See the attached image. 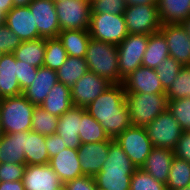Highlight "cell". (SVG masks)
Masks as SVG:
<instances>
[{
	"label": "cell",
	"instance_id": "6da1fadb",
	"mask_svg": "<svg viewBox=\"0 0 190 190\" xmlns=\"http://www.w3.org/2000/svg\"><path fill=\"white\" fill-rule=\"evenodd\" d=\"M108 134L115 140L125 129L131 127L129 109L123 84H112L85 107Z\"/></svg>",
	"mask_w": 190,
	"mask_h": 190
},
{
	"label": "cell",
	"instance_id": "7a4b0ae2",
	"mask_svg": "<svg viewBox=\"0 0 190 190\" xmlns=\"http://www.w3.org/2000/svg\"><path fill=\"white\" fill-rule=\"evenodd\" d=\"M84 58L89 71L106 78L112 84H120L117 45L90 38Z\"/></svg>",
	"mask_w": 190,
	"mask_h": 190
},
{
	"label": "cell",
	"instance_id": "3957f363",
	"mask_svg": "<svg viewBox=\"0 0 190 190\" xmlns=\"http://www.w3.org/2000/svg\"><path fill=\"white\" fill-rule=\"evenodd\" d=\"M125 93L132 127L145 128L168 108L166 93Z\"/></svg>",
	"mask_w": 190,
	"mask_h": 190
},
{
	"label": "cell",
	"instance_id": "277c9868",
	"mask_svg": "<svg viewBox=\"0 0 190 190\" xmlns=\"http://www.w3.org/2000/svg\"><path fill=\"white\" fill-rule=\"evenodd\" d=\"M22 94L0 99V124L2 133L30 131L35 109Z\"/></svg>",
	"mask_w": 190,
	"mask_h": 190
},
{
	"label": "cell",
	"instance_id": "5b68a950",
	"mask_svg": "<svg viewBox=\"0 0 190 190\" xmlns=\"http://www.w3.org/2000/svg\"><path fill=\"white\" fill-rule=\"evenodd\" d=\"M88 31L92 39L117 46L128 36L123 14L91 13Z\"/></svg>",
	"mask_w": 190,
	"mask_h": 190
},
{
	"label": "cell",
	"instance_id": "8992f818",
	"mask_svg": "<svg viewBox=\"0 0 190 190\" xmlns=\"http://www.w3.org/2000/svg\"><path fill=\"white\" fill-rule=\"evenodd\" d=\"M153 147L174 150L184 134L179 122L167 109L145 127Z\"/></svg>",
	"mask_w": 190,
	"mask_h": 190
},
{
	"label": "cell",
	"instance_id": "52a82bcc",
	"mask_svg": "<svg viewBox=\"0 0 190 190\" xmlns=\"http://www.w3.org/2000/svg\"><path fill=\"white\" fill-rule=\"evenodd\" d=\"M123 17L128 34L150 35L157 33L162 26L157 5L127 6Z\"/></svg>",
	"mask_w": 190,
	"mask_h": 190
},
{
	"label": "cell",
	"instance_id": "ba28073f",
	"mask_svg": "<svg viewBox=\"0 0 190 190\" xmlns=\"http://www.w3.org/2000/svg\"><path fill=\"white\" fill-rule=\"evenodd\" d=\"M149 35L128 34L118 45V65L120 83L130 73L142 65L143 56L147 48Z\"/></svg>",
	"mask_w": 190,
	"mask_h": 190
},
{
	"label": "cell",
	"instance_id": "9c48e42d",
	"mask_svg": "<svg viewBox=\"0 0 190 190\" xmlns=\"http://www.w3.org/2000/svg\"><path fill=\"white\" fill-rule=\"evenodd\" d=\"M61 30H88L91 2L87 0H63L55 2Z\"/></svg>",
	"mask_w": 190,
	"mask_h": 190
},
{
	"label": "cell",
	"instance_id": "30bf717a",
	"mask_svg": "<svg viewBox=\"0 0 190 190\" xmlns=\"http://www.w3.org/2000/svg\"><path fill=\"white\" fill-rule=\"evenodd\" d=\"M115 141L137 168L142 167L153 148L146 129L140 127L125 129Z\"/></svg>",
	"mask_w": 190,
	"mask_h": 190
},
{
	"label": "cell",
	"instance_id": "8fae6325",
	"mask_svg": "<svg viewBox=\"0 0 190 190\" xmlns=\"http://www.w3.org/2000/svg\"><path fill=\"white\" fill-rule=\"evenodd\" d=\"M110 85L112 83L106 78L91 71L86 72L71 88L73 106L86 107Z\"/></svg>",
	"mask_w": 190,
	"mask_h": 190
},
{
	"label": "cell",
	"instance_id": "7c38bea8",
	"mask_svg": "<svg viewBox=\"0 0 190 190\" xmlns=\"http://www.w3.org/2000/svg\"><path fill=\"white\" fill-rule=\"evenodd\" d=\"M29 8L41 38H56L61 31L53 0H33Z\"/></svg>",
	"mask_w": 190,
	"mask_h": 190
},
{
	"label": "cell",
	"instance_id": "4fadbf2b",
	"mask_svg": "<svg viewBox=\"0 0 190 190\" xmlns=\"http://www.w3.org/2000/svg\"><path fill=\"white\" fill-rule=\"evenodd\" d=\"M159 32L168 44L169 56L182 66H190V38L179 24H162Z\"/></svg>",
	"mask_w": 190,
	"mask_h": 190
},
{
	"label": "cell",
	"instance_id": "5bb4252c",
	"mask_svg": "<svg viewBox=\"0 0 190 190\" xmlns=\"http://www.w3.org/2000/svg\"><path fill=\"white\" fill-rule=\"evenodd\" d=\"M22 181L25 190H58L63 186L49 164L26 165Z\"/></svg>",
	"mask_w": 190,
	"mask_h": 190
},
{
	"label": "cell",
	"instance_id": "9a60e30c",
	"mask_svg": "<svg viewBox=\"0 0 190 190\" xmlns=\"http://www.w3.org/2000/svg\"><path fill=\"white\" fill-rule=\"evenodd\" d=\"M5 24L21 41L41 38L29 6L13 7L5 16Z\"/></svg>",
	"mask_w": 190,
	"mask_h": 190
},
{
	"label": "cell",
	"instance_id": "2e32d148",
	"mask_svg": "<svg viewBox=\"0 0 190 190\" xmlns=\"http://www.w3.org/2000/svg\"><path fill=\"white\" fill-rule=\"evenodd\" d=\"M125 92L133 93H165L161 81L154 69L140 66L123 79Z\"/></svg>",
	"mask_w": 190,
	"mask_h": 190
},
{
	"label": "cell",
	"instance_id": "e0dca14e",
	"mask_svg": "<svg viewBox=\"0 0 190 190\" xmlns=\"http://www.w3.org/2000/svg\"><path fill=\"white\" fill-rule=\"evenodd\" d=\"M111 141L81 144L78 150L80 168L84 175L94 177L100 172L108 156Z\"/></svg>",
	"mask_w": 190,
	"mask_h": 190
},
{
	"label": "cell",
	"instance_id": "ac0fdd59",
	"mask_svg": "<svg viewBox=\"0 0 190 190\" xmlns=\"http://www.w3.org/2000/svg\"><path fill=\"white\" fill-rule=\"evenodd\" d=\"M48 164L58 174L63 184L84 175L80 168L77 149H63V151L50 158Z\"/></svg>",
	"mask_w": 190,
	"mask_h": 190
},
{
	"label": "cell",
	"instance_id": "d6986e66",
	"mask_svg": "<svg viewBox=\"0 0 190 190\" xmlns=\"http://www.w3.org/2000/svg\"><path fill=\"white\" fill-rule=\"evenodd\" d=\"M85 107L72 106L59 117L57 134L63 138L67 148L78 149L82 144L79 137L81 114Z\"/></svg>",
	"mask_w": 190,
	"mask_h": 190
},
{
	"label": "cell",
	"instance_id": "ffe728a7",
	"mask_svg": "<svg viewBox=\"0 0 190 190\" xmlns=\"http://www.w3.org/2000/svg\"><path fill=\"white\" fill-rule=\"evenodd\" d=\"M58 82V76L55 70L41 66L38 68L36 78L23 91L22 95L33 105L40 106L53 86Z\"/></svg>",
	"mask_w": 190,
	"mask_h": 190
},
{
	"label": "cell",
	"instance_id": "44dd1931",
	"mask_svg": "<svg viewBox=\"0 0 190 190\" xmlns=\"http://www.w3.org/2000/svg\"><path fill=\"white\" fill-rule=\"evenodd\" d=\"M174 157V150L153 147L141 169L166 184Z\"/></svg>",
	"mask_w": 190,
	"mask_h": 190
},
{
	"label": "cell",
	"instance_id": "7402d4cb",
	"mask_svg": "<svg viewBox=\"0 0 190 190\" xmlns=\"http://www.w3.org/2000/svg\"><path fill=\"white\" fill-rule=\"evenodd\" d=\"M17 74V63L13 53H5L0 56V99L4 97L18 96L23 92L20 88Z\"/></svg>",
	"mask_w": 190,
	"mask_h": 190
},
{
	"label": "cell",
	"instance_id": "603a6c76",
	"mask_svg": "<svg viewBox=\"0 0 190 190\" xmlns=\"http://www.w3.org/2000/svg\"><path fill=\"white\" fill-rule=\"evenodd\" d=\"M25 131L0 136V163L25 164Z\"/></svg>",
	"mask_w": 190,
	"mask_h": 190
},
{
	"label": "cell",
	"instance_id": "cb8c5ba5",
	"mask_svg": "<svg viewBox=\"0 0 190 190\" xmlns=\"http://www.w3.org/2000/svg\"><path fill=\"white\" fill-rule=\"evenodd\" d=\"M72 106L71 89L60 82L53 86L40 105L46 112L57 117L62 116Z\"/></svg>",
	"mask_w": 190,
	"mask_h": 190
},
{
	"label": "cell",
	"instance_id": "d4e9b609",
	"mask_svg": "<svg viewBox=\"0 0 190 190\" xmlns=\"http://www.w3.org/2000/svg\"><path fill=\"white\" fill-rule=\"evenodd\" d=\"M45 137L33 131H25V164L47 165L49 155L45 145Z\"/></svg>",
	"mask_w": 190,
	"mask_h": 190
},
{
	"label": "cell",
	"instance_id": "484cf974",
	"mask_svg": "<svg viewBox=\"0 0 190 190\" xmlns=\"http://www.w3.org/2000/svg\"><path fill=\"white\" fill-rule=\"evenodd\" d=\"M46 48V39L38 38L30 41H22L13 51L17 60L24 61L36 68L43 66Z\"/></svg>",
	"mask_w": 190,
	"mask_h": 190
},
{
	"label": "cell",
	"instance_id": "4316f807",
	"mask_svg": "<svg viewBox=\"0 0 190 190\" xmlns=\"http://www.w3.org/2000/svg\"><path fill=\"white\" fill-rule=\"evenodd\" d=\"M162 24H176L190 16V0H158Z\"/></svg>",
	"mask_w": 190,
	"mask_h": 190
},
{
	"label": "cell",
	"instance_id": "83f0119b",
	"mask_svg": "<svg viewBox=\"0 0 190 190\" xmlns=\"http://www.w3.org/2000/svg\"><path fill=\"white\" fill-rule=\"evenodd\" d=\"M57 37L68 56L85 57L87 45L91 38L88 30H61Z\"/></svg>",
	"mask_w": 190,
	"mask_h": 190
},
{
	"label": "cell",
	"instance_id": "f1b7e54d",
	"mask_svg": "<svg viewBox=\"0 0 190 190\" xmlns=\"http://www.w3.org/2000/svg\"><path fill=\"white\" fill-rule=\"evenodd\" d=\"M96 186L105 190H130L131 175L126 170L102 167L94 176Z\"/></svg>",
	"mask_w": 190,
	"mask_h": 190
},
{
	"label": "cell",
	"instance_id": "f546056e",
	"mask_svg": "<svg viewBox=\"0 0 190 190\" xmlns=\"http://www.w3.org/2000/svg\"><path fill=\"white\" fill-rule=\"evenodd\" d=\"M167 57H169V49L165 37L159 31L150 34L142 66L154 69Z\"/></svg>",
	"mask_w": 190,
	"mask_h": 190
},
{
	"label": "cell",
	"instance_id": "4dcf8cb0",
	"mask_svg": "<svg viewBox=\"0 0 190 190\" xmlns=\"http://www.w3.org/2000/svg\"><path fill=\"white\" fill-rule=\"evenodd\" d=\"M88 71L85 58L76 56H67L66 61L56 70L58 81L70 89Z\"/></svg>",
	"mask_w": 190,
	"mask_h": 190
},
{
	"label": "cell",
	"instance_id": "1f68e13d",
	"mask_svg": "<svg viewBox=\"0 0 190 190\" xmlns=\"http://www.w3.org/2000/svg\"><path fill=\"white\" fill-rule=\"evenodd\" d=\"M79 137L82 144L113 140L86 109L81 114Z\"/></svg>",
	"mask_w": 190,
	"mask_h": 190
},
{
	"label": "cell",
	"instance_id": "d6a6232c",
	"mask_svg": "<svg viewBox=\"0 0 190 190\" xmlns=\"http://www.w3.org/2000/svg\"><path fill=\"white\" fill-rule=\"evenodd\" d=\"M190 185V163L174 157L166 181L167 190H178Z\"/></svg>",
	"mask_w": 190,
	"mask_h": 190
},
{
	"label": "cell",
	"instance_id": "836d02e7",
	"mask_svg": "<svg viewBox=\"0 0 190 190\" xmlns=\"http://www.w3.org/2000/svg\"><path fill=\"white\" fill-rule=\"evenodd\" d=\"M102 167H106L107 169L126 170L130 175L137 169L115 140H112L109 144L108 156Z\"/></svg>",
	"mask_w": 190,
	"mask_h": 190
},
{
	"label": "cell",
	"instance_id": "e575fe53",
	"mask_svg": "<svg viewBox=\"0 0 190 190\" xmlns=\"http://www.w3.org/2000/svg\"><path fill=\"white\" fill-rule=\"evenodd\" d=\"M59 117L46 112L42 107L36 106L32 115L30 131L44 136L55 134L58 130Z\"/></svg>",
	"mask_w": 190,
	"mask_h": 190
},
{
	"label": "cell",
	"instance_id": "d590c367",
	"mask_svg": "<svg viewBox=\"0 0 190 190\" xmlns=\"http://www.w3.org/2000/svg\"><path fill=\"white\" fill-rule=\"evenodd\" d=\"M67 52L58 37L47 38L43 66L57 70L66 61Z\"/></svg>",
	"mask_w": 190,
	"mask_h": 190
},
{
	"label": "cell",
	"instance_id": "8d00e7d4",
	"mask_svg": "<svg viewBox=\"0 0 190 190\" xmlns=\"http://www.w3.org/2000/svg\"><path fill=\"white\" fill-rule=\"evenodd\" d=\"M165 93L168 100L190 97V66L182 67Z\"/></svg>",
	"mask_w": 190,
	"mask_h": 190
},
{
	"label": "cell",
	"instance_id": "74e56055",
	"mask_svg": "<svg viewBox=\"0 0 190 190\" xmlns=\"http://www.w3.org/2000/svg\"><path fill=\"white\" fill-rule=\"evenodd\" d=\"M130 190H167V186L141 168H137L131 175Z\"/></svg>",
	"mask_w": 190,
	"mask_h": 190
},
{
	"label": "cell",
	"instance_id": "f35d334b",
	"mask_svg": "<svg viewBox=\"0 0 190 190\" xmlns=\"http://www.w3.org/2000/svg\"><path fill=\"white\" fill-rule=\"evenodd\" d=\"M182 65L173 57L165 58L154 70L165 90L169 88L173 80L177 77Z\"/></svg>",
	"mask_w": 190,
	"mask_h": 190
},
{
	"label": "cell",
	"instance_id": "ab89813d",
	"mask_svg": "<svg viewBox=\"0 0 190 190\" xmlns=\"http://www.w3.org/2000/svg\"><path fill=\"white\" fill-rule=\"evenodd\" d=\"M167 109L179 122L184 131L190 129V97L177 100H168Z\"/></svg>",
	"mask_w": 190,
	"mask_h": 190
},
{
	"label": "cell",
	"instance_id": "60d3db41",
	"mask_svg": "<svg viewBox=\"0 0 190 190\" xmlns=\"http://www.w3.org/2000/svg\"><path fill=\"white\" fill-rule=\"evenodd\" d=\"M126 7L125 0H93L91 13L123 14Z\"/></svg>",
	"mask_w": 190,
	"mask_h": 190
},
{
	"label": "cell",
	"instance_id": "b9f144b4",
	"mask_svg": "<svg viewBox=\"0 0 190 190\" xmlns=\"http://www.w3.org/2000/svg\"><path fill=\"white\" fill-rule=\"evenodd\" d=\"M21 42L20 38L5 23L0 26V53H13Z\"/></svg>",
	"mask_w": 190,
	"mask_h": 190
},
{
	"label": "cell",
	"instance_id": "7bdbcfd3",
	"mask_svg": "<svg viewBox=\"0 0 190 190\" xmlns=\"http://www.w3.org/2000/svg\"><path fill=\"white\" fill-rule=\"evenodd\" d=\"M17 63V74L16 77L18 79L20 88L22 92L29 87L34 79L36 78L38 68L16 59Z\"/></svg>",
	"mask_w": 190,
	"mask_h": 190
},
{
	"label": "cell",
	"instance_id": "ee69618b",
	"mask_svg": "<svg viewBox=\"0 0 190 190\" xmlns=\"http://www.w3.org/2000/svg\"><path fill=\"white\" fill-rule=\"evenodd\" d=\"M25 167L24 163H0V181L22 180Z\"/></svg>",
	"mask_w": 190,
	"mask_h": 190
},
{
	"label": "cell",
	"instance_id": "f6af8a7d",
	"mask_svg": "<svg viewBox=\"0 0 190 190\" xmlns=\"http://www.w3.org/2000/svg\"><path fill=\"white\" fill-rule=\"evenodd\" d=\"M65 190H95L96 183L94 177L83 175L63 184Z\"/></svg>",
	"mask_w": 190,
	"mask_h": 190
},
{
	"label": "cell",
	"instance_id": "bcb514c9",
	"mask_svg": "<svg viewBox=\"0 0 190 190\" xmlns=\"http://www.w3.org/2000/svg\"><path fill=\"white\" fill-rule=\"evenodd\" d=\"M175 157L190 163V129L184 131L174 149Z\"/></svg>",
	"mask_w": 190,
	"mask_h": 190
},
{
	"label": "cell",
	"instance_id": "7dc6e473",
	"mask_svg": "<svg viewBox=\"0 0 190 190\" xmlns=\"http://www.w3.org/2000/svg\"><path fill=\"white\" fill-rule=\"evenodd\" d=\"M45 145L47 147L49 158H52L56 154L60 153V151H63V149L67 148L63 141V138L60 137L57 133L46 136Z\"/></svg>",
	"mask_w": 190,
	"mask_h": 190
},
{
	"label": "cell",
	"instance_id": "c3c4849f",
	"mask_svg": "<svg viewBox=\"0 0 190 190\" xmlns=\"http://www.w3.org/2000/svg\"><path fill=\"white\" fill-rule=\"evenodd\" d=\"M0 190H25L22 180L0 181Z\"/></svg>",
	"mask_w": 190,
	"mask_h": 190
},
{
	"label": "cell",
	"instance_id": "681fc988",
	"mask_svg": "<svg viewBox=\"0 0 190 190\" xmlns=\"http://www.w3.org/2000/svg\"><path fill=\"white\" fill-rule=\"evenodd\" d=\"M13 7V0H0V16L5 17Z\"/></svg>",
	"mask_w": 190,
	"mask_h": 190
},
{
	"label": "cell",
	"instance_id": "f907efd6",
	"mask_svg": "<svg viewBox=\"0 0 190 190\" xmlns=\"http://www.w3.org/2000/svg\"><path fill=\"white\" fill-rule=\"evenodd\" d=\"M126 6H134V5H158V0H125Z\"/></svg>",
	"mask_w": 190,
	"mask_h": 190
},
{
	"label": "cell",
	"instance_id": "816d5d0a",
	"mask_svg": "<svg viewBox=\"0 0 190 190\" xmlns=\"http://www.w3.org/2000/svg\"><path fill=\"white\" fill-rule=\"evenodd\" d=\"M179 24L184 28V30L186 31V33L189 35L190 38V16L182 20Z\"/></svg>",
	"mask_w": 190,
	"mask_h": 190
},
{
	"label": "cell",
	"instance_id": "f5cc1de1",
	"mask_svg": "<svg viewBox=\"0 0 190 190\" xmlns=\"http://www.w3.org/2000/svg\"><path fill=\"white\" fill-rule=\"evenodd\" d=\"M33 0H13L14 7L28 6Z\"/></svg>",
	"mask_w": 190,
	"mask_h": 190
},
{
	"label": "cell",
	"instance_id": "db71d44e",
	"mask_svg": "<svg viewBox=\"0 0 190 190\" xmlns=\"http://www.w3.org/2000/svg\"><path fill=\"white\" fill-rule=\"evenodd\" d=\"M4 23H5V17L0 16V26L3 25Z\"/></svg>",
	"mask_w": 190,
	"mask_h": 190
},
{
	"label": "cell",
	"instance_id": "11a10c76",
	"mask_svg": "<svg viewBox=\"0 0 190 190\" xmlns=\"http://www.w3.org/2000/svg\"><path fill=\"white\" fill-rule=\"evenodd\" d=\"M178 190H190V185L184 187V188H181V189H178Z\"/></svg>",
	"mask_w": 190,
	"mask_h": 190
},
{
	"label": "cell",
	"instance_id": "9f6ffc18",
	"mask_svg": "<svg viewBox=\"0 0 190 190\" xmlns=\"http://www.w3.org/2000/svg\"><path fill=\"white\" fill-rule=\"evenodd\" d=\"M95 190H105V189H101L99 188L98 186H96V189Z\"/></svg>",
	"mask_w": 190,
	"mask_h": 190
},
{
	"label": "cell",
	"instance_id": "6f0895ef",
	"mask_svg": "<svg viewBox=\"0 0 190 190\" xmlns=\"http://www.w3.org/2000/svg\"><path fill=\"white\" fill-rule=\"evenodd\" d=\"M2 135V129H1V124H0V136Z\"/></svg>",
	"mask_w": 190,
	"mask_h": 190
},
{
	"label": "cell",
	"instance_id": "680465c9",
	"mask_svg": "<svg viewBox=\"0 0 190 190\" xmlns=\"http://www.w3.org/2000/svg\"><path fill=\"white\" fill-rule=\"evenodd\" d=\"M54 2H60V1H63V0H53ZM65 1V0H64Z\"/></svg>",
	"mask_w": 190,
	"mask_h": 190
}]
</instances>
